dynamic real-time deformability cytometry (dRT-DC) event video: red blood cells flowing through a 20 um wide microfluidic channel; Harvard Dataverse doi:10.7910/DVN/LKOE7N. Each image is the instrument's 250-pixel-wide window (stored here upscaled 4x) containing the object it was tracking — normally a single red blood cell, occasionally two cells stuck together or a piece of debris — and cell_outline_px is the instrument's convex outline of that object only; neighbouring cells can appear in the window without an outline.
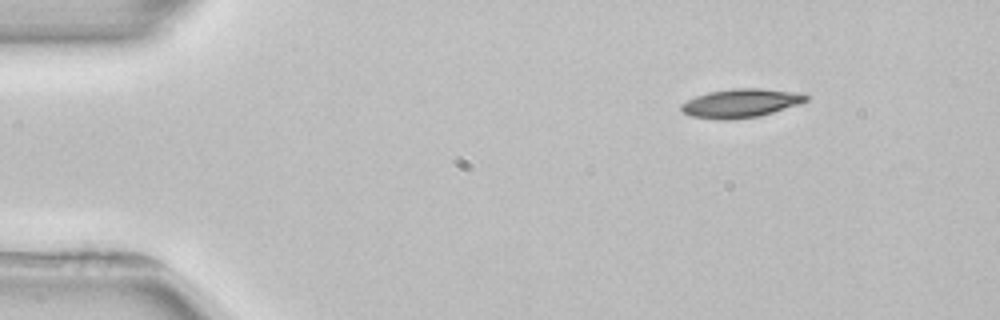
{"species": "common noctule bat (a hibernating species)", "species_latin": "Nyctalus noctula", "temperature_condition": "room temperature", "stored_images_in_passage": 3, "camera_frame_rate_fps": 3000, "um_per_image_px": 0.085, "animal": {"sex": "female", "body_mass_g": 22.7, "forearm_length_mm": 54.2}, "frame": {"image": 1, "passage_image": 1, "time_ms": 0.0, "image_size_px": [1000, 320], "cell_outline_px": [[808, 100], [760, 116], [728, 120], [720, 120], [688, 116], [680, 112], [680, 104], [696, 96], [708, 92], [732, 88], [760, 88], [792, 92], [808, 96]], "centroid_in_image_um": [62.85, 8.78], "position_along_channel_um": 22.1, "area_um2": 20.75}}
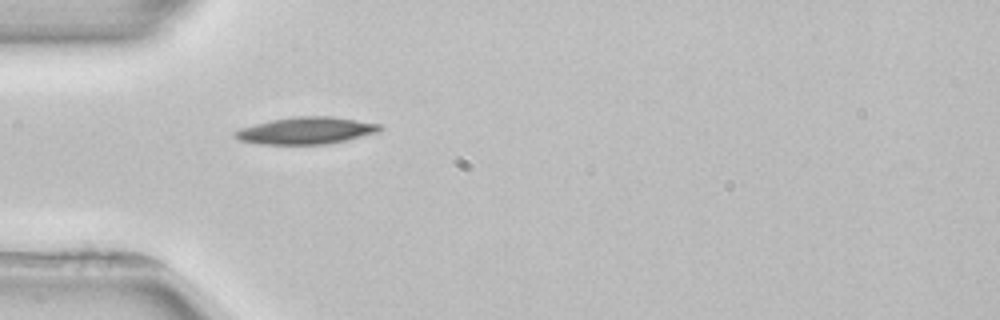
{"frame": {"image": 2, "passage_image": 3, "time_ms": 3.0, "image_size_px": [1000, 320], "cell_outline_px": [[384, 128], [380, 132], [344, 140], [324, 144], [260, 144], [240, 140], [232, 136], [232, 132], [240, 128], [272, 120], [296, 116], [332, 116], [380, 124]], "centroid_in_image_um": [26.01, 11.1], "position_along_channel_um": 59.0, "area_um2": 22.66}}